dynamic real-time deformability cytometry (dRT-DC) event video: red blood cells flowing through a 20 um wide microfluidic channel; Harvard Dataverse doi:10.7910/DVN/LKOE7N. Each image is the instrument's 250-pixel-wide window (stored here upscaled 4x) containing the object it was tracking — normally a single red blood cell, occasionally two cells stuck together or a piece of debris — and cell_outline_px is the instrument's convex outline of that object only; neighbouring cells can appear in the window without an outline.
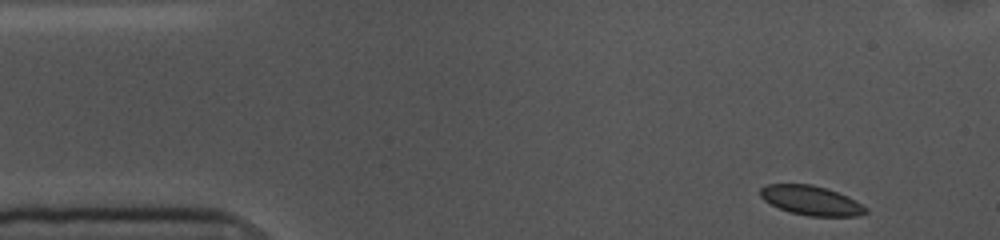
{"species": "common noctule bat (a hibernating species)", "species_latin": "Nyctalus noctula", "temperature_condition": "cold", "stored_images_in_passage": 51, "camera_frame_rate_fps": 3000, "um_per_image_px": 0.085, "animal": {"sex": "female", "body_mass_g": 10.0, "forearm_length_mm": 53.1}, "frame": {"image": 1, "passage_image": 1, "time_ms": 0.0, "image_size_px": [1000, 240], "cell_outline_px": [[868, 212], [856, 216], [808, 216], [788, 212], [764, 200], [760, 196], [760, 188], [768, 184], [812, 184], [848, 196], [868, 208]], "centroid_in_image_um": [68.95, 17.04], "position_along_channel_um": 16.1, "area_um2": 17.98}}
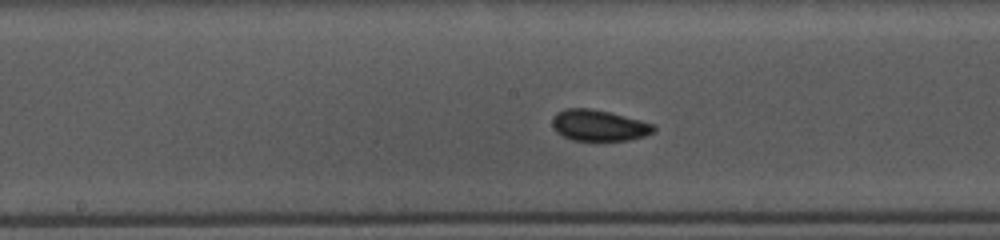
{"frame": {"image": 2, "passage_image": 23, "time_ms": 7.333, "image_size_px": [1000, 240], "cell_outline_px": [[656, 128], [652, 132], [644, 136], [628, 140], [572, 140], [556, 132], [552, 124], [552, 120], [556, 112], [564, 108], [588, 108], [608, 112], [640, 120], [652, 124]], "centroid_in_image_um": [50.86, 10.65], "position_along_channel_um": 197.3, "area_um2": 18.15}}
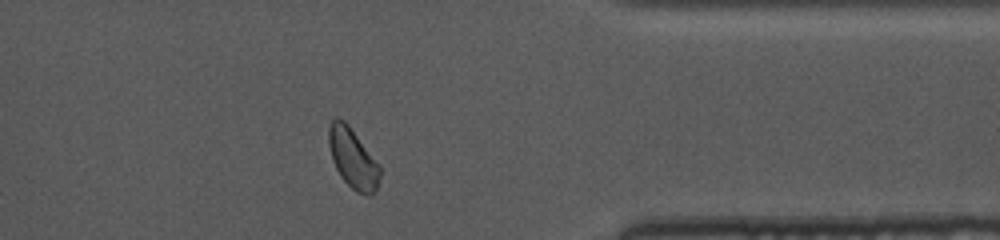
{"frame": {"image": 3, "passage_image": 40, "time_ms": 13.0, "image_size_px": [1000, 240], "cell_outline_px": [[380, 176], [376, 192], [372, 196], [368, 196], [356, 192], [340, 176], [332, 160], [328, 144], [328, 124], [336, 116], [344, 120], [348, 124], [380, 164]], "centroid_in_image_um": [29.99, 13.46], "position_along_channel_um": 381.4, "area_um2": 18.21}, "authors_computed_cell_mechanics": {"area_um2": 18.207, "velocity_mm_per_s": 3.539, "shape_relaxation_time_tau1_ms": null, "shape_relaxation_time_tau2_ms": 1.3251, "deformation_change_tau1": null, "deformation_change_tau2": 0.0584}}